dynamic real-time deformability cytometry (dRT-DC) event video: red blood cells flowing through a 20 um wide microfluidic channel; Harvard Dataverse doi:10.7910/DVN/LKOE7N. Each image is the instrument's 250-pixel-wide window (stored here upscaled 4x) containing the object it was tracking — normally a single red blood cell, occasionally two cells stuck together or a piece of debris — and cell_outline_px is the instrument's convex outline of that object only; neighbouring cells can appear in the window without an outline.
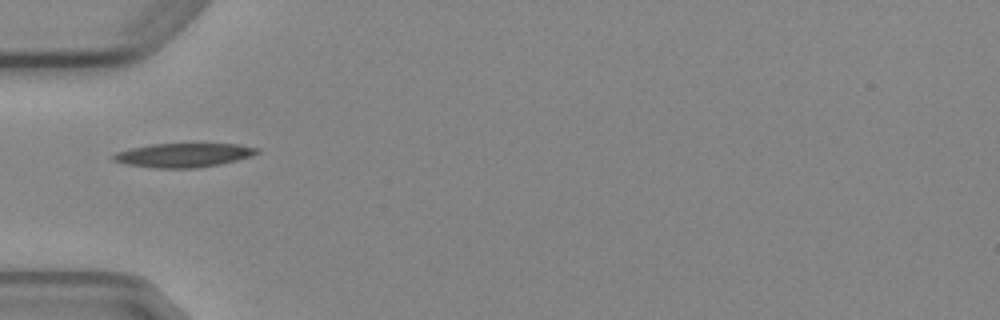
{"species": "Egyptian fruit bat (a non-hibernating species)", "species_latin": "Rousettus aegyptiacus", "temperature_condition": "cold", "stored_images_in_passage": 4, "camera_frame_rate_fps": 3000, "um_per_image_px": 0.085, "animal": {"sex": "female"}, "frame": {"image": 1, "passage_image": 1, "time_ms": 0.0, "image_size_px": [1000, 320], "cell_outline_px": [[260, 152], [252, 156], [220, 164], [196, 168], [152, 168], [124, 164], [112, 160], [112, 156], [116, 152], [132, 148], [152, 144], [240, 144], [260, 148]], "centroid_in_image_um": [15.61, 13.19], "position_along_channel_um": 69.4, "area_um2": 20.17}}
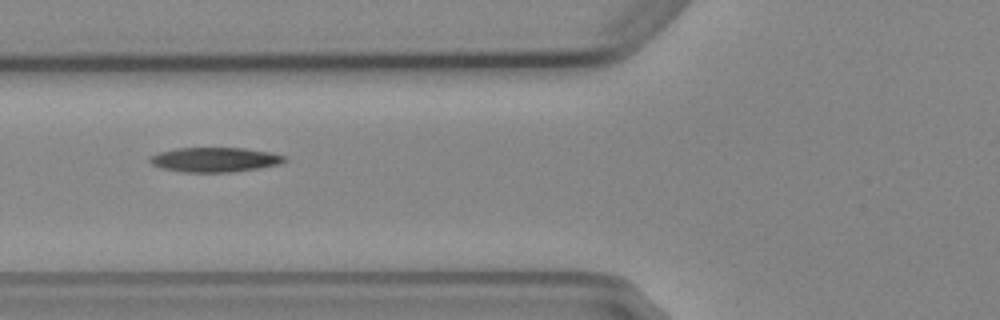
{"frame": {"image": 2, "passage_image": 2, "time_ms": 1.0, "image_size_px": [1000, 320], "cell_outline_px": [[288, 160], [280, 164], [260, 168], [232, 172], [180, 172], [164, 168], [152, 164], [148, 160], [148, 156], [160, 152], [176, 148], [244, 148], [268, 152], [284, 156]], "centroid_in_image_um": [18.25, 13.57], "position_along_channel_um": 107.6, "area_um2": 19.31}}
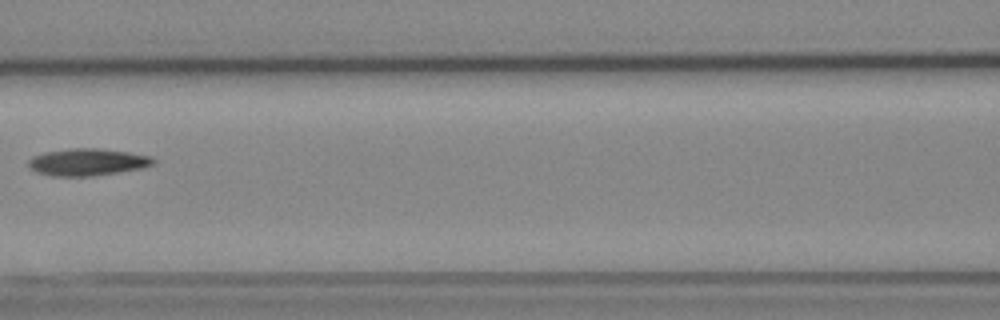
{"frame": {"image": 3, "passage_image": 3, "time_ms": 2.333, "image_size_px": [1000, 320], "cell_outline_px": [[156, 160], [152, 164], [144, 168], [92, 176], [52, 176], [36, 172], [28, 164], [28, 160], [32, 156], [44, 152], [68, 148], [100, 148], [128, 152], [152, 156]], "centroid_in_image_um": [7.44, 13.77], "position_along_channel_um": 159.2, "area_um2": 19.83}}